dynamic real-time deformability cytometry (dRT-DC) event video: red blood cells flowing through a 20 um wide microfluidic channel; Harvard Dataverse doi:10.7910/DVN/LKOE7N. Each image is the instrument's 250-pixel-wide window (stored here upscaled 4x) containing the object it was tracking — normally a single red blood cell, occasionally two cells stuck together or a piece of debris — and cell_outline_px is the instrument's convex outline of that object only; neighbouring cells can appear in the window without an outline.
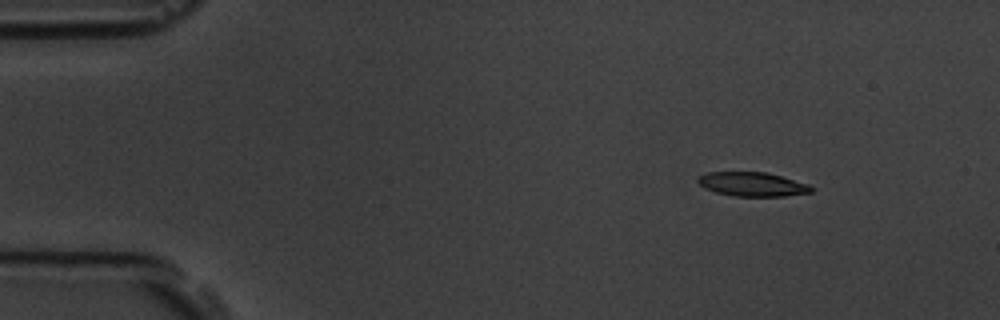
{"species": "common noctule bat (a hibernating species)", "species_latin": "Nyctalus noctula", "temperature_condition": "room temperature", "stored_images_in_passage": 6, "camera_frame_rate_fps": 3000, "um_per_image_px": 0.085, "animal": {"sex": "male", "body_mass_g": 19.5, "forearm_length_mm": 54.6}, "frame": {"image": 1, "passage_image": 2, "time_ms": 1.0, "image_size_px": [1000, 320], "cell_outline_px": [[812, 192], [784, 196], [732, 196], [716, 192], [704, 188], [696, 180], [696, 176], [708, 172], [764, 172], [780, 176], [808, 184], [812, 188]], "centroid_in_image_um": [63.89, 15.66], "position_along_channel_um": 21.1, "area_um2": 15.84}}
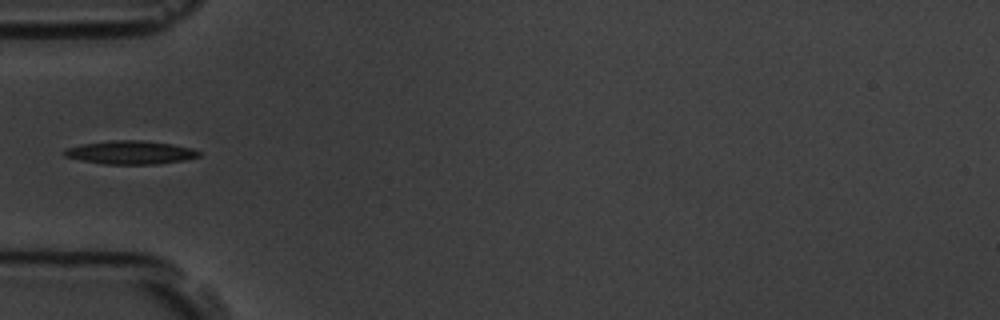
{"frame": {"image": 2, "passage_image": 5, "time_ms": 4.667, "image_size_px": [1000, 320], "cell_outline_px": [[200, 156], [184, 160], [160, 164], [104, 164], [80, 160], [64, 156], [60, 152], [64, 148], [84, 144], [112, 140], [144, 140], [172, 144], [192, 148], [200, 152]], "centroid_in_image_um": [11.06, 12.96], "position_along_channel_um": 73.9, "area_um2": 18.5}}
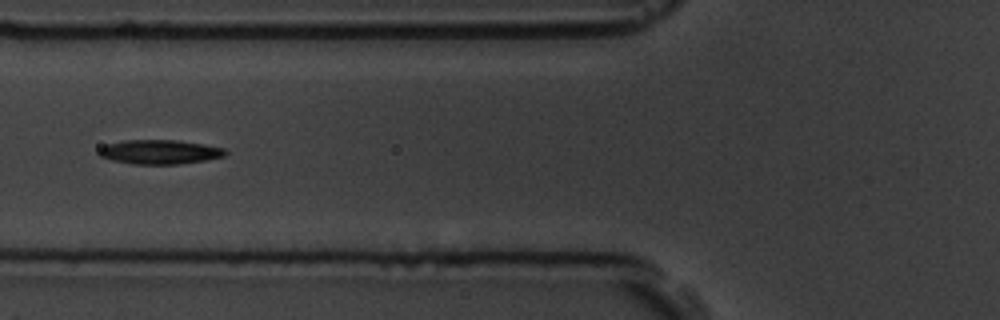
{"frame": {"image": 3, "passage_image": 6, "time_ms": 5.667, "image_size_px": [1000, 320], "cell_outline_px": [[228, 152], [224, 156], [204, 160], [176, 164], [132, 164], [112, 160], [100, 156], [96, 152], [100, 148], [108, 144], [124, 140], [176, 140], [204, 144], [224, 148]], "centroid_in_image_um": [13.56, 12.91], "position_along_channel_um": 112.2, "area_um2": 17.8}}